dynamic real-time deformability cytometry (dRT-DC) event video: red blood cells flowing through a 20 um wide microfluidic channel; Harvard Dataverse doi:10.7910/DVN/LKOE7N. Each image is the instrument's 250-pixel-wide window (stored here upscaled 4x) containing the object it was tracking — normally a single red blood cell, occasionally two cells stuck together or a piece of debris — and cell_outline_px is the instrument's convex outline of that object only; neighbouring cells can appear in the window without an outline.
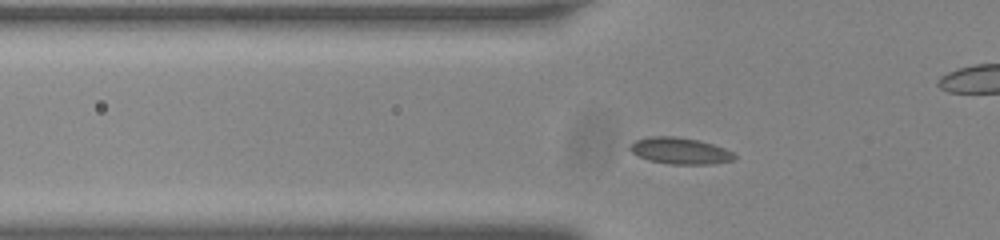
{"species": "common noctule bat (a hibernating species)", "species_latin": "Nyctalus noctula", "temperature_condition": "room temperature", "stored_images_in_passage": 43, "camera_frame_rate_fps": 3000, "um_per_image_px": 0.085, "animal": {"sex": "male", "body_mass_g": 20.0, "forearm_length_mm": 53.3}, "frame": {"image": 1, "passage_image": 6, "time_ms": 1.667, "image_size_px": [1000, 240], "cell_outline_px": [[736, 156], [732, 160], [712, 164], [668, 164], [648, 160], [632, 152], [628, 148], [636, 140], [648, 136], [676, 136], [696, 140], [712, 144], [724, 148], [732, 152]], "centroid_in_image_um": [57.78, 12.82], "position_along_channel_um": 68.0, "area_um2": 15.95}}
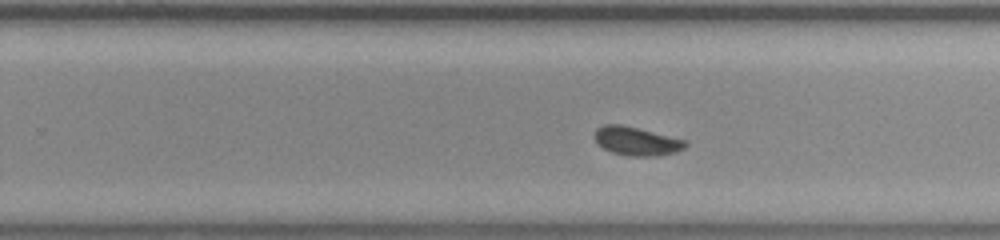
{"frame": {"image": 2, "passage_image": 23, "time_ms": 7.333, "image_size_px": [1000, 240], "cell_outline_px": [[688, 144], [684, 148], [676, 152], [656, 156], [628, 156], [612, 152], [596, 144], [596, 128], [604, 124], [620, 124], [688, 140]], "centroid_in_image_um": [54.13, 12.0], "position_along_channel_um": 275.7, "area_um2": 15.14}}
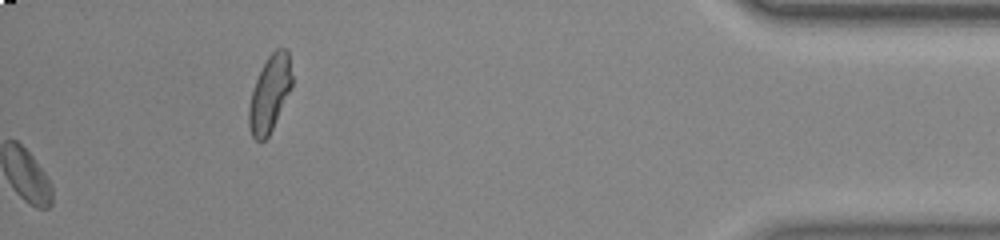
{"frame": {"image": 3, "passage_image": 43, "time_ms": 14.0, "image_size_px": [1000, 240], "cell_outline_px": [[292, 88], [268, 136], [264, 140], [256, 140], [252, 136], [248, 124], [248, 108], [252, 92], [256, 80], [268, 56], [276, 48], [284, 48], [288, 52], [292, 76]], "centroid_in_image_um": [22.93, 7.96], "position_along_channel_um": 412.3, "area_um2": 18.9}, "authors_computed_cell_mechanics": {"area_um2": 15.2592, "velocity_mm_per_s": 3.7118, "shape_relaxation_time_tau1_ms": 3.0991, "shape_relaxation_time_tau2_ms": null, "deformation_change_tau1": 0.0857, "deformation_change_tau2": null}}